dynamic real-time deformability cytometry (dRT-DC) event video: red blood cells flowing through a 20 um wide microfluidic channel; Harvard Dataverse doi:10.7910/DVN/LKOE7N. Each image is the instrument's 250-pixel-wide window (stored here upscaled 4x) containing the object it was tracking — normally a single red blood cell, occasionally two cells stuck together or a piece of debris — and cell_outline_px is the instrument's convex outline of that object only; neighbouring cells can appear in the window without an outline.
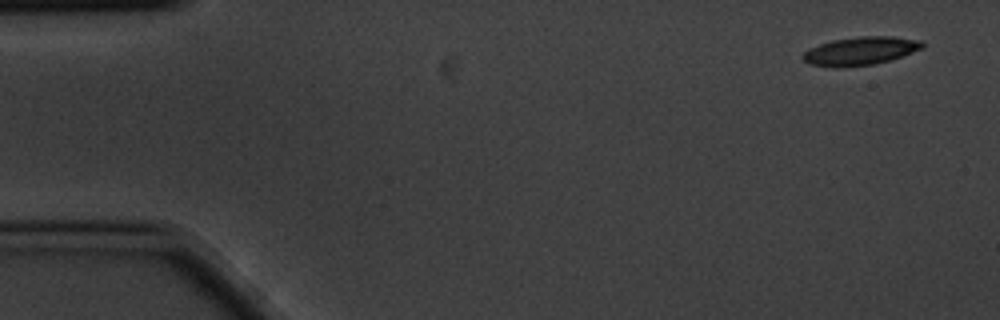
{"species": "common noctule bat (a hibernating species)", "species_latin": "Nyctalus noctula", "temperature_condition": "cold", "stored_images_in_passage": 5, "camera_frame_rate_fps": 3000, "um_per_image_px": 0.085, "animal": {"sex": "male", "body_mass_g": 20.1, "forearm_length_mm": 53.5}, "frame": {"image": 1, "passage_image": 1, "time_ms": 0.0, "image_size_px": [1000, 320], "cell_outline_px": [[924, 48], [888, 60], [872, 64], [836, 68], [812, 64], [804, 60], [800, 56], [808, 48], [832, 40], [860, 36], [892, 36], [920, 40], [924, 44]], "centroid_in_image_um": [73.11, 4.32], "position_along_channel_um": 11.9, "area_um2": 19.54}}
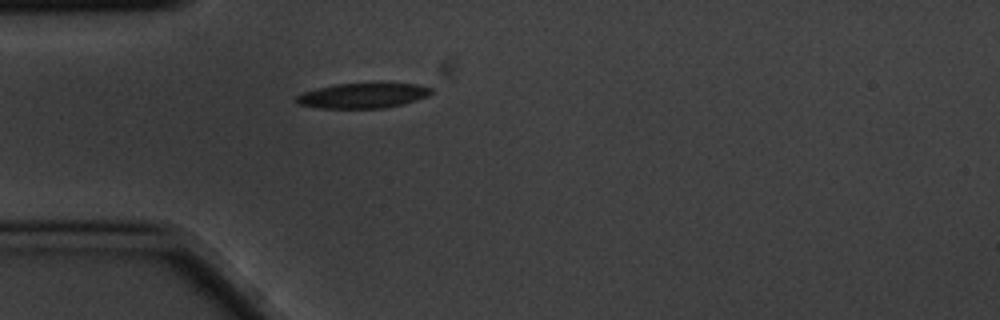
{"frame": {"image": 2, "passage_image": 5, "time_ms": 1.333, "image_size_px": [1000, 320], "cell_outline_px": [[432, 92], [428, 96], [404, 104], [388, 108], [320, 108], [300, 104], [296, 100], [296, 96], [304, 92], [336, 84], [368, 80], [380, 80], [416, 84], [432, 88]], "centroid_in_image_um": [30.95, 8.07], "position_along_channel_um": 54.1, "area_um2": 20.69}}